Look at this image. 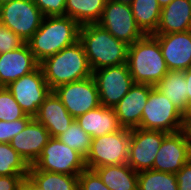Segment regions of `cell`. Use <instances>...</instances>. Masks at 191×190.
<instances>
[{
	"instance_id": "cell-1",
	"label": "cell",
	"mask_w": 191,
	"mask_h": 190,
	"mask_svg": "<svg viewBox=\"0 0 191 190\" xmlns=\"http://www.w3.org/2000/svg\"><path fill=\"white\" fill-rule=\"evenodd\" d=\"M80 25L72 18L45 16L39 29L27 41L35 59L40 63L79 40Z\"/></svg>"
},
{
	"instance_id": "cell-2",
	"label": "cell",
	"mask_w": 191,
	"mask_h": 190,
	"mask_svg": "<svg viewBox=\"0 0 191 190\" xmlns=\"http://www.w3.org/2000/svg\"><path fill=\"white\" fill-rule=\"evenodd\" d=\"M79 41L84 47L92 72L103 67L127 64L129 45L117 40L97 23L82 25Z\"/></svg>"
},
{
	"instance_id": "cell-3",
	"label": "cell",
	"mask_w": 191,
	"mask_h": 190,
	"mask_svg": "<svg viewBox=\"0 0 191 190\" xmlns=\"http://www.w3.org/2000/svg\"><path fill=\"white\" fill-rule=\"evenodd\" d=\"M40 67L51 90L62 84L89 78L93 73L79 40L45 58L40 62Z\"/></svg>"
},
{
	"instance_id": "cell-4",
	"label": "cell",
	"mask_w": 191,
	"mask_h": 190,
	"mask_svg": "<svg viewBox=\"0 0 191 190\" xmlns=\"http://www.w3.org/2000/svg\"><path fill=\"white\" fill-rule=\"evenodd\" d=\"M127 65L134 83L155 86L167 73L160 44L152 34H145L128 47Z\"/></svg>"
},
{
	"instance_id": "cell-5",
	"label": "cell",
	"mask_w": 191,
	"mask_h": 190,
	"mask_svg": "<svg viewBox=\"0 0 191 190\" xmlns=\"http://www.w3.org/2000/svg\"><path fill=\"white\" fill-rule=\"evenodd\" d=\"M185 114L163 93L153 87L138 128L175 133L184 129Z\"/></svg>"
},
{
	"instance_id": "cell-6",
	"label": "cell",
	"mask_w": 191,
	"mask_h": 190,
	"mask_svg": "<svg viewBox=\"0 0 191 190\" xmlns=\"http://www.w3.org/2000/svg\"><path fill=\"white\" fill-rule=\"evenodd\" d=\"M131 129L120 130L92 138L91 147L85 158L86 167L94 170L97 167L120 165L128 162Z\"/></svg>"
},
{
	"instance_id": "cell-7",
	"label": "cell",
	"mask_w": 191,
	"mask_h": 190,
	"mask_svg": "<svg viewBox=\"0 0 191 190\" xmlns=\"http://www.w3.org/2000/svg\"><path fill=\"white\" fill-rule=\"evenodd\" d=\"M85 157L78 151L50 137L41 155L29 170H42L66 175H79L86 169Z\"/></svg>"
},
{
	"instance_id": "cell-8",
	"label": "cell",
	"mask_w": 191,
	"mask_h": 190,
	"mask_svg": "<svg viewBox=\"0 0 191 190\" xmlns=\"http://www.w3.org/2000/svg\"><path fill=\"white\" fill-rule=\"evenodd\" d=\"M44 17L33 0H13L0 6V22L25 42L39 29Z\"/></svg>"
},
{
	"instance_id": "cell-9",
	"label": "cell",
	"mask_w": 191,
	"mask_h": 190,
	"mask_svg": "<svg viewBox=\"0 0 191 190\" xmlns=\"http://www.w3.org/2000/svg\"><path fill=\"white\" fill-rule=\"evenodd\" d=\"M52 91L74 119L101 105L97 84L93 76L59 85Z\"/></svg>"
},
{
	"instance_id": "cell-10",
	"label": "cell",
	"mask_w": 191,
	"mask_h": 190,
	"mask_svg": "<svg viewBox=\"0 0 191 190\" xmlns=\"http://www.w3.org/2000/svg\"><path fill=\"white\" fill-rule=\"evenodd\" d=\"M92 76L97 84L100 103L108 108H115L134 84L127 64L100 68L93 71Z\"/></svg>"
},
{
	"instance_id": "cell-11",
	"label": "cell",
	"mask_w": 191,
	"mask_h": 190,
	"mask_svg": "<svg viewBox=\"0 0 191 190\" xmlns=\"http://www.w3.org/2000/svg\"><path fill=\"white\" fill-rule=\"evenodd\" d=\"M97 24L127 45H132L145 35L137 26L131 5L128 4L107 0Z\"/></svg>"
},
{
	"instance_id": "cell-12",
	"label": "cell",
	"mask_w": 191,
	"mask_h": 190,
	"mask_svg": "<svg viewBox=\"0 0 191 190\" xmlns=\"http://www.w3.org/2000/svg\"><path fill=\"white\" fill-rule=\"evenodd\" d=\"M6 88L24 113L32 117L38 113L40 105L52 91L40 66L32 73L11 82Z\"/></svg>"
},
{
	"instance_id": "cell-13",
	"label": "cell",
	"mask_w": 191,
	"mask_h": 190,
	"mask_svg": "<svg viewBox=\"0 0 191 190\" xmlns=\"http://www.w3.org/2000/svg\"><path fill=\"white\" fill-rule=\"evenodd\" d=\"M167 134L159 130L131 129L127 164L136 172L153 169L156 154Z\"/></svg>"
},
{
	"instance_id": "cell-14",
	"label": "cell",
	"mask_w": 191,
	"mask_h": 190,
	"mask_svg": "<svg viewBox=\"0 0 191 190\" xmlns=\"http://www.w3.org/2000/svg\"><path fill=\"white\" fill-rule=\"evenodd\" d=\"M191 159V142L183 129L168 133L156 154L153 169L176 174Z\"/></svg>"
},
{
	"instance_id": "cell-15",
	"label": "cell",
	"mask_w": 191,
	"mask_h": 190,
	"mask_svg": "<svg viewBox=\"0 0 191 190\" xmlns=\"http://www.w3.org/2000/svg\"><path fill=\"white\" fill-rule=\"evenodd\" d=\"M152 35L160 44L169 71H185L191 67V30Z\"/></svg>"
},
{
	"instance_id": "cell-16",
	"label": "cell",
	"mask_w": 191,
	"mask_h": 190,
	"mask_svg": "<svg viewBox=\"0 0 191 190\" xmlns=\"http://www.w3.org/2000/svg\"><path fill=\"white\" fill-rule=\"evenodd\" d=\"M49 139L48 130L33 117L24 130L13 137L10 144L22 159L31 166L39 158Z\"/></svg>"
},
{
	"instance_id": "cell-17",
	"label": "cell",
	"mask_w": 191,
	"mask_h": 190,
	"mask_svg": "<svg viewBox=\"0 0 191 190\" xmlns=\"http://www.w3.org/2000/svg\"><path fill=\"white\" fill-rule=\"evenodd\" d=\"M39 66L40 63L25 42L15 50L0 54V83L7 87L11 82L32 73Z\"/></svg>"
},
{
	"instance_id": "cell-18",
	"label": "cell",
	"mask_w": 191,
	"mask_h": 190,
	"mask_svg": "<svg viewBox=\"0 0 191 190\" xmlns=\"http://www.w3.org/2000/svg\"><path fill=\"white\" fill-rule=\"evenodd\" d=\"M154 86L134 83L129 92L118 102L114 110L123 128H138L151 89Z\"/></svg>"
},
{
	"instance_id": "cell-19",
	"label": "cell",
	"mask_w": 191,
	"mask_h": 190,
	"mask_svg": "<svg viewBox=\"0 0 191 190\" xmlns=\"http://www.w3.org/2000/svg\"><path fill=\"white\" fill-rule=\"evenodd\" d=\"M34 118L48 130L50 137L66 132L75 121L53 91L40 105Z\"/></svg>"
},
{
	"instance_id": "cell-20",
	"label": "cell",
	"mask_w": 191,
	"mask_h": 190,
	"mask_svg": "<svg viewBox=\"0 0 191 190\" xmlns=\"http://www.w3.org/2000/svg\"><path fill=\"white\" fill-rule=\"evenodd\" d=\"M75 120L92 138L113 133L122 128L114 108H108L103 105L84 113Z\"/></svg>"
},
{
	"instance_id": "cell-21",
	"label": "cell",
	"mask_w": 191,
	"mask_h": 190,
	"mask_svg": "<svg viewBox=\"0 0 191 190\" xmlns=\"http://www.w3.org/2000/svg\"><path fill=\"white\" fill-rule=\"evenodd\" d=\"M191 30L190 0H172L162 8L159 26L154 34L178 33Z\"/></svg>"
},
{
	"instance_id": "cell-22",
	"label": "cell",
	"mask_w": 191,
	"mask_h": 190,
	"mask_svg": "<svg viewBox=\"0 0 191 190\" xmlns=\"http://www.w3.org/2000/svg\"><path fill=\"white\" fill-rule=\"evenodd\" d=\"M110 190H137L138 172L127 163L94 169Z\"/></svg>"
},
{
	"instance_id": "cell-23",
	"label": "cell",
	"mask_w": 191,
	"mask_h": 190,
	"mask_svg": "<svg viewBox=\"0 0 191 190\" xmlns=\"http://www.w3.org/2000/svg\"><path fill=\"white\" fill-rule=\"evenodd\" d=\"M187 84L184 71H168L154 86L163 93L178 109L187 114Z\"/></svg>"
},
{
	"instance_id": "cell-24",
	"label": "cell",
	"mask_w": 191,
	"mask_h": 190,
	"mask_svg": "<svg viewBox=\"0 0 191 190\" xmlns=\"http://www.w3.org/2000/svg\"><path fill=\"white\" fill-rule=\"evenodd\" d=\"M107 0H66L65 15L80 26L98 23Z\"/></svg>"
},
{
	"instance_id": "cell-25",
	"label": "cell",
	"mask_w": 191,
	"mask_h": 190,
	"mask_svg": "<svg viewBox=\"0 0 191 190\" xmlns=\"http://www.w3.org/2000/svg\"><path fill=\"white\" fill-rule=\"evenodd\" d=\"M131 8L141 31L144 34H154L159 26L162 10L158 0H134Z\"/></svg>"
},
{
	"instance_id": "cell-26",
	"label": "cell",
	"mask_w": 191,
	"mask_h": 190,
	"mask_svg": "<svg viewBox=\"0 0 191 190\" xmlns=\"http://www.w3.org/2000/svg\"><path fill=\"white\" fill-rule=\"evenodd\" d=\"M28 177L43 190H78V175L29 170Z\"/></svg>"
},
{
	"instance_id": "cell-27",
	"label": "cell",
	"mask_w": 191,
	"mask_h": 190,
	"mask_svg": "<svg viewBox=\"0 0 191 190\" xmlns=\"http://www.w3.org/2000/svg\"><path fill=\"white\" fill-rule=\"evenodd\" d=\"M137 190H178L176 174L154 169L140 171Z\"/></svg>"
},
{
	"instance_id": "cell-28",
	"label": "cell",
	"mask_w": 191,
	"mask_h": 190,
	"mask_svg": "<svg viewBox=\"0 0 191 190\" xmlns=\"http://www.w3.org/2000/svg\"><path fill=\"white\" fill-rule=\"evenodd\" d=\"M29 167L10 143H0V176H28Z\"/></svg>"
},
{
	"instance_id": "cell-29",
	"label": "cell",
	"mask_w": 191,
	"mask_h": 190,
	"mask_svg": "<svg viewBox=\"0 0 191 190\" xmlns=\"http://www.w3.org/2000/svg\"><path fill=\"white\" fill-rule=\"evenodd\" d=\"M56 138L70 148L78 151L85 158L90 151L92 137L79 126L76 120L66 132H63Z\"/></svg>"
},
{
	"instance_id": "cell-30",
	"label": "cell",
	"mask_w": 191,
	"mask_h": 190,
	"mask_svg": "<svg viewBox=\"0 0 191 190\" xmlns=\"http://www.w3.org/2000/svg\"><path fill=\"white\" fill-rule=\"evenodd\" d=\"M26 114L15 101L12 93L3 87L0 89V121H15L22 119Z\"/></svg>"
},
{
	"instance_id": "cell-31",
	"label": "cell",
	"mask_w": 191,
	"mask_h": 190,
	"mask_svg": "<svg viewBox=\"0 0 191 190\" xmlns=\"http://www.w3.org/2000/svg\"><path fill=\"white\" fill-rule=\"evenodd\" d=\"M32 118V116L26 114L22 119L15 121H0V143H10L14 136L24 130Z\"/></svg>"
},
{
	"instance_id": "cell-32",
	"label": "cell",
	"mask_w": 191,
	"mask_h": 190,
	"mask_svg": "<svg viewBox=\"0 0 191 190\" xmlns=\"http://www.w3.org/2000/svg\"><path fill=\"white\" fill-rule=\"evenodd\" d=\"M78 190H110L95 170L86 168L78 175Z\"/></svg>"
},
{
	"instance_id": "cell-33",
	"label": "cell",
	"mask_w": 191,
	"mask_h": 190,
	"mask_svg": "<svg viewBox=\"0 0 191 190\" xmlns=\"http://www.w3.org/2000/svg\"><path fill=\"white\" fill-rule=\"evenodd\" d=\"M24 43L23 39L0 22V54L15 50Z\"/></svg>"
},
{
	"instance_id": "cell-34",
	"label": "cell",
	"mask_w": 191,
	"mask_h": 190,
	"mask_svg": "<svg viewBox=\"0 0 191 190\" xmlns=\"http://www.w3.org/2000/svg\"><path fill=\"white\" fill-rule=\"evenodd\" d=\"M44 16H64L66 0H33Z\"/></svg>"
},
{
	"instance_id": "cell-35",
	"label": "cell",
	"mask_w": 191,
	"mask_h": 190,
	"mask_svg": "<svg viewBox=\"0 0 191 190\" xmlns=\"http://www.w3.org/2000/svg\"><path fill=\"white\" fill-rule=\"evenodd\" d=\"M178 190H191V159L176 173Z\"/></svg>"
},
{
	"instance_id": "cell-36",
	"label": "cell",
	"mask_w": 191,
	"mask_h": 190,
	"mask_svg": "<svg viewBox=\"0 0 191 190\" xmlns=\"http://www.w3.org/2000/svg\"><path fill=\"white\" fill-rule=\"evenodd\" d=\"M27 176H0V190H19Z\"/></svg>"
},
{
	"instance_id": "cell-37",
	"label": "cell",
	"mask_w": 191,
	"mask_h": 190,
	"mask_svg": "<svg viewBox=\"0 0 191 190\" xmlns=\"http://www.w3.org/2000/svg\"><path fill=\"white\" fill-rule=\"evenodd\" d=\"M187 88V113L191 112V67L184 71Z\"/></svg>"
},
{
	"instance_id": "cell-38",
	"label": "cell",
	"mask_w": 191,
	"mask_h": 190,
	"mask_svg": "<svg viewBox=\"0 0 191 190\" xmlns=\"http://www.w3.org/2000/svg\"><path fill=\"white\" fill-rule=\"evenodd\" d=\"M19 190H43L39 188L28 176L24 179L23 185Z\"/></svg>"
},
{
	"instance_id": "cell-39",
	"label": "cell",
	"mask_w": 191,
	"mask_h": 190,
	"mask_svg": "<svg viewBox=\"0 0 191 190\" xmlns=\"http://www.w3.org/2000/svg\"><path fill=\"white\" fill-rule=\"evenodd\" d=\"M184 130L186 131L188 140L191 142V112L185 115V126Z\"/></svg>"
},
{
	"instance_id": "cell-40",
	"label": "cell",
	"mask_w": 191,
	"mask_h": 190,
	"mask_svg": "<svg viewBox=\"0 0 191 190\" xmlns=\"http://www.w3.org/2000/svg\"><path fill=\"white\" fill-rule=\"evenodd\" d=\"M110 1L131 5L134 0H110Z\"/></svg>"
},
{
	"instance_id": "cell-41",
	"label": "cell",
	"mask_w": 191,
	"mask_h": 190,
	"mask_svg": "<svg viewBox=\"0 0 191 190\" xmlns=\"http://www.w3.org/2000/svg\"><path fill=\"white\" fill-rule=\"evenodd\" d=\"M172 0H158L159 5L161 6V8L165 7L166 5H168Z\"/></svg>"
},
{
	"instance_id": "cell-42",
	"label": "cell",
	"mask_w": 191,
	"mask_h": 190,
	"mask_svg": "<svg viewBox=\"0 0 191 190\" xmlns=\"http://www.w3.org/2000/svg\"><path fill=\"white\" fill-rule=\"evenodd\" d=\"M11 1H13V0H0V6L7 4V3H10Z\"/></svg>"
}]
</instances>
